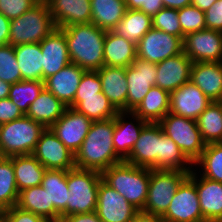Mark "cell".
Wrapping results in <instances>:
<instances>
[{
    "label": "cell",
    "mask_w": 222,
    "mask_h": 222,
    "mask_svg": "<svg viewBox=\"0 0 222 222\" xmlns=\"http://www.w3.org/2000/svg\"><path fill=\"white\" fill-rule=\"evenodd\" d=\"M188 176L189 173L182 170L150 169L147 200L141 211L162 216L178 187Z\"/></svg>",
    "instance_id": "obj_7"
},
{
    "label": "cell",
    "mask_w": 222,
    "mask_h": 222,
    "mask_svg": "<svg viewBox=\"0 0 222 222\" xmlns=\"http://www.w3.org/2000/svg\"><path fill=\"white\" fill-rule=\"evenodd\" d=\"M137 58L159 63L183 52V40L164 31L151 28L136 44Z\"/></svg>",
    "instance_id": "obj_10"
},
{
    "label": "cell",
    "mask_w": 222,
    "mask_h": 222,
    "mask_svg": "<svg viewBox=\"0 0 222 222\" xmlns=\"http://www.w3.org/2000/svg\"><path fill=\"white\" fill-rule=\"evenodd\" d=\"M3 217H4V209L0 207V222H3Z\"/></svg>",
    "instance_id": "obj_56"
},
{
    "label": "cell",
    "mask_w": 222,
    "mask_h": 222,
    "mask_svg": "<svg viewBox=\"0 0 222 222\" xmlns=\"http://www.w3.org/2000/svg\"><path fill=\"white\" fill-rule=\"evenodd\" d=\"M19 191L17 189L12 160L0 159V207L4 210L16 206Z\"/></svg>",
    "instance_id": "obj_38"
},
{
    "label": "cell",
    "mask_w": 222,
    "mask_h": 222,
    "mask_svg": "<svg viewBox=\"0 0 222 222\" xmlns=\"http://www.w3.org/2000/svg\"><path fill=\"white\" fill-rule=\"evenodd\" d=\"M36 4L35 0H0V13L12 20L22 16Z\"/></svg>",
    "instance_id": "obj_44"
},
{
    "label": "cell",
    "mask_w": 222,
    "mask_h": 222,
    "mask_svg": "<svg viewBox=\"0 0 222 222\" xmlns=\"http://www.w3.org/2000/svg\"><path fill=\"white\" fill-rule=\"evenodd\" d=\"M206 29L222 32V0L216 1L205 11Z\"/></svg>",
    "instance_id": "obj_48"
},
{
    "label": "cell",
    "mask_w": 222,
    "mask_h": 222,
    "mask_svg": "<svg viewBox=\"0 0 222 222\" xmlns=\"http://www.w3.org/2000/svg\"><path fill=\"white\" fill-rule=\"evenodd\" d=\"M125 162L160 170V125L158 123H148L142 129Z\"/></svg>",
    "instance_id": "obj_16"
},
{
    "label": "cell",
    "mask_w": 222,
    "mask_h": 222,
    "mask_svg": "<svg viewBox=\"0 0 222 222\" xmlns=\"http://www.w3.org/2000/svg\"><path fill=\"white\" fill-rule=\"evenodd\" d=\"M48 6L56 28L91 23L90 0H50Z\"/></svg>",
    "instance_id": "obj_22"
},
{
    "label": "cell",
    "mask_w": 222,
    "mask_h": 222,
    "mask_svg": "<svg viewBox=\"0 0 222 222\" xmlns=\"http://www.w3.org/2000/svg\"><path fill=\"white\" fill-rule=\"evenodd\" d=\"M10 20L0 13V47L9 44Z\"/></svg>",
    "instance_id": "obj_51"
},
{
    "label": "cell",
    "mask_w": 222,
    "mask_h": 222,
    "mask_svg": "<svg viewBox=\"0 0 222 222\" xmlns=\"http://www.w3.org/2000/svg\"><path fill=\"white\" fill-rule=\"evenodd\" d=\"M192 60L182 52L156 64V87L172 92L190 81Z\"/></svg>",
    "instance_id": "obj_18"
},
{
    "label": "cell",
    "mask_w": 222,
    "mask_h": 222,
    "mask_svg": "<svg viewBox=\"0 0 222 222\" xmlns=\"http://www.w3.org/2000/svg\"><path fill=\"white\" fill-rule=\"evenodd\" d=\"M190 80L211 101H222V62L192 63Z\"/></svg>",
    "instance_id": "obj_24"
},
{
    "label": "cell",
    "mask_w": 222,
    "mask_h": 222,
    "mask_svg": "<svg viewBox=\"0 0 222 222\" xmlns=\"http://www.w3.org/2000/svg\"><path fill=\"white\" fill-rule=\"evenodd\" d=\"M158 124L163 133L170 137L185 156L194 163L206 147L195 120L168 113Z\"/></svg>",
    "instance_id": "obj_8"
},
{
    "label": "cell",
    "mask_w": 222,
    "mask_h": 222,
    "mask_svg": "<svg viewBox=\"0 0 222 222\" xmlns=\"http://www.w3.org/2000/svg\"><path fill=\"white\" fill-rule=\"evenodd\" d=\"M102 92V83L97 71H85L75 96H90Z\"/></svg>",
    "instance_id": "obj_45"
},
{
    "label": "cell",
    "mask_w": 222,
    "mask_h": 222,
    "mask_svg": "<svg viewBox=\"0 0 222 222\" xmlns=\"http://www.w3.org/2000/svg\"><path fill=\"white\" fill-rule=\"evenodd\" d=\"M12 160L18 191L41 185L46 168L31 154L9 157Z\"/></svg>",
    "instance_id": "obj_33"
},
{
    "label": "cell",
    "mask_w": 222,
    "mask_h": 222,
    "mask_svg": "<svg viewBox=\"0 0 222 222\" xmlns=\"http://www.w3.org/2000/svg\"><path fill=\"white\" fill-rule=\"evenodd\" d=\"M182 30V40L190 33L206 29L205 12L199 8L188 5L177 10Z\"/></svg>",
    "instance_id": "obj_41"
},
{
    "label": "cell",
    "mask_w": 222,
    "mask_h": 222,
    "mask_svg": "<svg viewBox=\"0 0 222 222\" xmlns=\"http://www.w3.org/2000/svg\"><path fill=\"white\" fill-rule=\"evenodd\" d=\"M19 107L10 98L0 99V125L23 117Z\"/></svg>",
    "instance_id": "obj_49"
},
{
    "label": "cell",
    "mask_w": 222,
    "mask_h": 222,
    "mask_svg": "<svg viewBox=\"0 0 222 222\" xmlns=\"http://www.w3.org/2000/svg\"><path fill=\"white\" fill-rule=\"evenodd\" d=\"M67 107L44 87L30 104L26 116L41 123L45 128H50L63 115Z\"/></svg>",
    "instance_id": "obj_27"
},
{
    "label": "cell",
    "mask_w": 222,
    "mask_h": 222,
    "mask_svg": "<svg viewBox=\"0 0 222 222\" xmlns=\"http://www.w3.org/2000/svg\"><path fill=\"white\" fill-rule=\"evenodd\" d=\"M161 218L164 222H205L195 182L189 176L180 184Z\"/></svg>",
    "instance_id": "obj_9"
},
{
    "label": "cell",
    "mask_w": 222,
    "mask_h": 222,
    "mask_svg": "<svg viewBox=\"0 0 222 222\" xmlns=\"http://www.w3.org/2000/svg\"><path fill=\"white\" fill-rule=\"evenodd\" d=\"M46 128L24 115L0 125V152L3 157L31 155Z\"/></svg>",
    "instance_id": "obj_5"
},
{
    "label": "cell",
    "mask_w": 222,
    "mask_h": 222,
    "mask_svg": "<svg viewBox=\"0 0 222 222\" xmlns=\"http://www.w3.org/2000/svg\"><path fill=\"white\" fill-rule=\"evenodd\" d=\"M16 206L22 210L43 216L50 222L61 221V214L54 208V205H49L48 194L41 185L20 191Z\"/></svg>",
    "instance_id": "obj_28"
},
{
    "label": "cell",
    "mask_w": 222,
    "mask_h": 222,
    "mask_svg": "<svg viewBox=\"0 0 222 222\" xmlns=\"http://www.w3.org/2000/svg\"><path fill=\"white\" fill-rule=\"evenodd\" d=\"M84 72L85 70L78 65L70 63L56 74L46 78L44 87L66 106H69L74 101Z\"/></svg>",
    "instance_id": "obj_23"
},
{
    "label": "cell",
    "mask_w": 222,
    "mask_h": 222,
    "mask_svg": "<svg viewBox=\"0 0 222 222\" xmlns=\"http://www.w3.org/2000/svg\"><path fill=\"white\" fill-rule=\"evenodd\" d=\"M32 155L46 169L70 170L75 167L74 154L50 128L41 133Z\"/></svg>",
    "instance_id": "obj_12"
},
{
    "label": "cell",
    "mask_w": 222,
    "mask_h": 222,
    "mask_svg": "<svg viewBox=\"0 0 222 222\" xmlns=\"http://www.w3.org/2000/svg\"><path fill=\"white\" fill-rule=\"evenodd\" d=\"M101 79L102 92L117 111H126L128 95L126 68L103 66L97 70Z\"/></svg>",
    "instance_id": "obj_25"
},
{
    "label": "cell",
    "mask_w": 222,
    "mask_h": 222,
    "mask_svg": "<svg viewBox=\"0 0 222 222\" xmlns=\"http://www.w3.org/2000/svg\"><path fill=\"white\" fill-rule=\"evenodd\" d=\"M14 52L22 80L43 81V54L40 43L15 45Z\"/></svg>",
    "instance_id": "obj_30"
},
{
    "label": "cell",
    "mask_w": 222,
    "mask_h": 222,
    "mask_svg": "<svg viewBox=\"0 0 222 222\" xmlns=\"http://www.w3.org/2000/svg\"><path fill=\"white\" fill-rule=\"evenodd\" d=\"M0 79L9 84L22 80L14 46L9 44L0 47Z\"/></svg>",
    "instance_id": "obj_42"
},
{
    "label": "cell",
    "mask_w": 222,
    "mask_h": 222,
    "mask_svg": "<svg viewBox=\"0 0 222 222\" xmlns=\"http://www.w3.org/2000/svg\"><path fill=\"white\" fill-rule=\"evenodd\" d=\"M102 180L115 189L138 210H142L147 200L150 169L122 161L110 166L102 173Z\"/></svg>",
    "instance_id": "obj_3"
},
{
    "label": "cell",
    "mask_w": 222,
    "mask_h": 222,
    "mask_svg": "<svg viewBox=\"0 0 222 222\" xmlns=\"http://www.w3.org/2000/svg\"><path fill=\"white\" fill-rule=\"evenodd\" d=\"M212 101L191 80L170 92L169 112L195 120Z\"/></svg>",
    "instance_id": "obj_17"
},
{
    "label": "cell",
    "mask_w": 222,
    "mask_h": 222,
    "mask_svg": "<svg viewBox=\"0 0 222 222\" xmlns=\"http://www.w3.org/2000/svg\"><path fill=\"white\" fill-rule=\"evenodd\" d=\"M137 58L136 44L113 31H106L104 39V65L128 67Z\"/></svg>",
    "instance_id": "obj_26"
},
{
    "label": "cell",
    "mask_w": 222,
    "mask_h": 222,
    "mask_svg": "<svg viewBox=\"0 0 222 222\" xmlns=\"http://www.w3.org/2000/svg\"><path fill=\"white\" fill-rule=\"evenodd\" d=\"M152 28V17L141 10L126 9L124 17L112 30L126 40L137 44Z\"/></svg>",
    "instance_id": "obj_34"
},
{
    "label": "cell",
    "mask_w": 222,
    "mask_h": 222,
    "mask_svg": "<svg viewBox=\"0 0 222 222\" xmlns=\"http://www.w3.org/2000/svg\"><path fill=\"white\" fill-rule=\"evenodd\" d=\"M125 2L127 9L141 10L151 17L164 8L162 0H125Z\"/></svg>",
    "instance_id": "obj_47"
},
{
    "label": "cell",
    "mask_w": 222,
    "mask_h": 222,
    "mask_svg": "<svg viewBox=\"0 0 222 222\" xmlns=\"http://www.w3.org/2000/svg\"><path fill=\"white\" fill-rule=\"evenodd\" d=\"M43 88L44 81L21 80L10 85L8 98L26 115L30 104L34 102Z\"/></svg>",
    "instance_id": "obj_39"
},
{
    "label": "cell",
    "mask_w": 222,
    "mask_h": 222,
    "mask_svg": "<svg viewBox=\"0 0 222 222\" xmlns=\"http://www.w3.org/2000/svg\"><path fill=\"white\" fill-rule=\"evenodd\" d=\"M54 29L48 3H37L22 16L10 20L9 45L40 43Z\"/></svg>",
    "instance_id": "obj_6"
},
{
    "label": "cell",
    "mask_w": 222,
    "mask_h": 222,
    "mask_svg": "<svg viewBox=\"0 0 222 222\" xmlns=\"http://www.w3.org/2000/svg\"><path fill=\"white\" fill-rule=\"evenodd\" d=\"M115 117L93 121L82 145L74 155L75 167L103 172L122 162L113 146Z\"/></svg>",
    "instance_id": "obj_1"
},
{
    "label": "cell",
    "mask_w": 222,
    "mask_h": 222,
    "mask_svg": "<svg viewBox=\"0 0 222 222\" xmlns=\"http://www.w3.org/2000/svg\"><path fill=\"white\" fill-rule=\"evenodd\" d=\"M183 52L193 63L222 62V32L204 29L186 35Z\"/></svg>",
    "instance_id": "obj_13"
},
{
    "label": "cell",
    "mask_w": 222,
    "mask_h": 222,
    "mask_svg": "<svg viewBox=\"0 0 222 222\" xmlns=\"http://www.w3.org/2000/svg\"><path fill=\"white\" fill-rule=\"evenodd\" d=\"M131 115L138 124L132 122H126L125 115ZM124 119V120H123ZM148 124V122L142 120L138 115L133 112L118 111L115 116L114 132H113V146L116 155L125 161L130 152L138 140L142 129Z\"/></svg>",
    "instance_id": "obj_21"
},
{
    "label": "cell",
    "mask_w": 222,
    "mask_h": 222,
    "mask_svg": "<svg viewBox=\"0 0 222 222\" xmlns=\"http://www.w3.org/2000/svg\"><path fill=\"white\" fill-rule=\"evenodd\" d=\"M10 85L9 83L2 81L0 79V99H5L8 98L9 96V90H10Z\"/></svg>",
    "instance_id": "obj_55"
},
{
    "label": "cell",
    "mask_w": 222,
    "mask_h": 222,
    "mask_svg": "<svg viewBox=\"0 0 222 222\" xmlns=\"http://www.w3.org/2000/svg\"><path fill=\"white\" fill-rule=\"evenodd\" d=\"M138 211L119 192L100 181L96 213L102 222H130Z\"/></svg>",
    "instance_id": "obj_15"
},
{
    "label": "cell",
    "mask_w": 222,
    "mask_h": 222,
    "mask_svg": "<svg viewBox=\"0 0 222 222\" xmlns=\"http://www.w3.org/2000/svg\"><path fill=\"white\" fill-rule=\"evenodd\" d=\"M169 108L170 92L153 86L133 113L148 123H158L169 113Z\"/></svg>",
    "instance_id": "obj_29"
},
{
    "label": "cell",
    "mask_w": 222,
    "mask_h": 222,
    "mask_svg": "<svg viewBox=\"0 0 222 222\" xmlns=\"http://www.w3.org/2000/svg\"><path fill=\"white\" fill-rule=\"evenodd\" d=\"M196 123L206 145L222 142V101H212Z\"/></svg>",
    "instance_id": "obj_36"
},
{
    "label": "cell",
    "mask_w": 222,
    "mask_h": 222,
    "mask_svg": "<svg viewBox=\"0 0 222 222\" xmlns=\"http://www.w3.org/2000/svg\"><path fill=\"white\" fill-rule=\"evenodd\" d=\"M102 174L96 170L74 167L67 170L69 197L67 207L61 213V219L73 214L96 211L99 183Z\"/></svg>",
    "instance_id": "obj_4"
},
{
    "label": "cell",
    "mask_w": 222,
    "mask_h": 222,
    "mask_svg": "<svg viewBox=\"0 0 222 222\" xmlns=\"http://www.w3.org/2000/svg\"><path fill=\"white\" fill-rule=\"evenodd\" d=\"M193 164L203 166V177L222 183V142L207 144Z\"/></svg>",
    "instance_id": "obj_40"
},
{
    "label": "cell",
    "mask_w": 222,
    "mask_h": 222,
    "mask_svg": "<svg viewBox=\"0 0 222 222\" xmlns=\"http://www.w3.org/2000/svg\"><path fill=\"white\" fill-rule=\"evenodd\" d=\"M60 222H102L96 211L63 217Z\"/></svg>",
    "instance_id": "obj_50"
},
{
    "label": "cell",
    "mask_w": 222,
    "mask_h": 222,
    "mask_svg": "<svg viewBox=\"0 0 222 222\" xmlns=\"http://www.w3.org/2000/svg\"><path fill=\"white\" fill-rule=\"evenodd\" d=\"M3 222H50L47 218L13 206L4 210Z\"/></svg>",
    "instance_id": "obj_46"
},
{
    "label": "cell",
    "mask_w": 222,
    "mask_h": 222,
    "mask_svg": "<svg viewBox=\"0 0 222 222\" xmlns=\"http://www.w3.org/2000/svg\"><path fill=\"white\" fill-rule=\"evenodd\" d=\"M152 28L182 39V30L176 9L164 7L152 17Z\"/></svg>",
    "instance_id": "obj_43"
},
{
    "label": "cell",
    "mask_w": 222,
    "mask_h": 222,
    "mask_svg": "<svg viewBox=\"0 0 222 222\" xmlns=\"http://www.w3.org/2000/svg\"><path fill=\"white\" fill-rule=\"evenodd\" d=\"M192 0H162L164 7L179 10L185 6L191 5Z\"/></svg>",
    "instance_id": "obj_53"
},
{
    "label": "cell",
    "mask_w": 222,
    "mask_h": 222,
    "mask_svg": "<svg viewBox=\"0 0 222 222\" xmlns=\"http://www.w3.org/2000/svg\"><path fill=\"white\" fill-rule=\"evenodd\" d=\"M218 0H192L191 5L199 8L202 11L209 9Z\"/></svg>",
    "instance_id": "obj_54"
},
{
    "label": "cell",
    "mask_w": 222,
    "mask_h": 222,
    "mask_svg": "<svg viewBox=\"0 0 222 222\" xmlns=\"http://www.w3.org/2000/svg\"><path fill=\"white\" fill-rule=\"evenodd\" d=\"M37 3H48L50 0H35Z\"/></svg>",
    "instance_id": "obj_57"
},
{
    "label": "cell",
    "mask_w": 222,
    "mask_h": 222,
    "mask_svg": "<svg viewBox=\"0 0 222 222\" xmlns=\"http://www.w3.org/2000/svg\"><path fill=\"white\" fill-rule=\"evenodd\" d=\"M156 77L155 63L136 58L132 65L126 67V112H133L138 107L151 87L155 86Z\"/></svg>",
    "instance_id": "obj_11"
},
{
    "label": "cell",
    "mask_w": 222,
    "mask_h": 222,
    "mask_svg": "<svg viewBox=\"0 0 222 222\" xmlns=\"http://www.w3.org/2000/svg\"><path fill=\"white\" fill-rule=\"evenodd\" d=\"M41 186L49 197V205L61 214L67 207L69 189L67 185V170L46 169Z\"/></svg>",
    "instance_id": "obj_35"
},
{
    "label": "cell",
    "mask_w": 222,
    "mask_h": 222,
    "mask_svg": "<svg viewBox=\"0 0 222 222\" xmlns=\"http://www.w3.org/2000/svg\"><path fill=\"white\" fill-rule=\"evenodd\" d=\"M130 222H164L161 216L139 210Z\"/></svg>",
    "instance_id": "obj_52"
},
{
    "label": "cell",
    "mask_w": 222,
    "mask_h": 222,
    "mask_svg": "<svg viewBox=\"0 0 222 222\" xmlns=\"http://www.w3.org/2000/svg\"><path fill=\"white\" fill-rule=\"evenodd\" d=\"M68 107L74 108L92 121L114 118L118 112L103 92L90 96H75L74 101Z\"/></svg>",
    "instance_id": "obj_32"
},
{
    "label": "cell",
    "mask_w": 222,
    "mask_h": 222,
    "mask_svg": "<svg viewBox=\"0 0 222 222\" xmlns=\"http://www.w3.org/2000/svg\"><path fill=\"white\" fill-rule=\"evenodd\" d=\"M93 121L74 108L67 107L50 127L59 140L75 155L88 134Z\"/></svg>",
    "instance_id": "obj_14"
},
{
    "label": "cell",
    "mask_w": 222,
    "mask_h": 222,
    "mask_svg": "<svg viewBox=\"0 0 222 222\" xmlns=\"http://www.w3.org/2000/svg\"><path fill=\"white\" fill-rule=\"evenodd\" d=\"M191 171L189 177L195 182L200 209L205 222H222V183Z\"/></svg>",
    "instance_id": "obj_20"
},
{
    "label": "cell",
    "mask_w": 222,
    "mask_h": 222,
    "mask_svg": "<svg viewBox=\"0 0 222 222\" xmlns=\"http://www.w3.org/2000/svg\"><path fill=\"white\" fill-rule=\"evenodd\" d=\"M65 34L69 59L85 71H97L104 66L106 31L92 23L61 28Z\"/></svg>",
    "instance_id": "obj_2"
},
{
    "label": "cell",
    "mask_w": 222,
    "mask_h": 222,
    "mask_svg": "<svg viewBox=\"0 0 222 222\" xmlns=\"http://www.w3.org/2000/svg\"><path fill=\"white\" fill-rule=\"evenodd\" d=\"M193 164L177 146V144L163 133L160 126V170H182L190 173Z\"/></svg>",
    "instance_id": "obj_37"
},
{
    "label": "cell",
    "mask_w": 222,
    "mask_h": 222,
    "mask_svg": "<svg viewBox=\"0 0 222 222\" xmlns=\"http://www.w3.org/2000/svg\"><path fill=\"white\" fill-rule=\"evenodd\" d=\"M40 46L43 54V81L71 63L65 34L60 28L45 37Z\"/></svg>",
    "instance_id": "obj_19"
},
{
    "label": "cell",
    "mask_w": 222,
    "mask_h": 222,
    "mask_svg": "<svg viewBox=\"0 0 222 222\" xmlns=\"http://www.w3.org/2000/svg\"><path fill=\"white\" fill-rule=\"evenodd\" d=\"M91 23L105 31H112L126 12L125 0H90Z\"/></svg>",
    "instance_id": "obj_31"
}]
</instances>
